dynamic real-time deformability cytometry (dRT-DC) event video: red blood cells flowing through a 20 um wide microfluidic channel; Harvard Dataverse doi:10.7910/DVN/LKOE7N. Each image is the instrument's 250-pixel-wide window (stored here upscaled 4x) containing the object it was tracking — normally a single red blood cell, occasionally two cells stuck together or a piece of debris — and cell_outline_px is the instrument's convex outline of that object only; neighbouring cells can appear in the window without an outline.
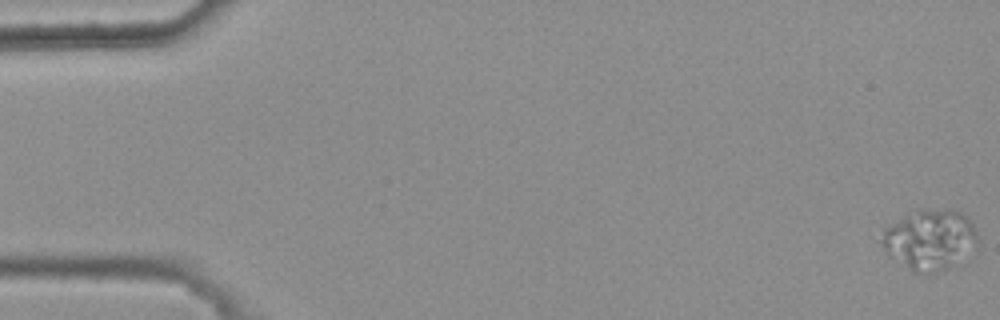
{"species": "common noctule bat (a hibernating species)", "species_latin": "Nyctalus noctula", "temperature_condition": "warm", "stored_images_in_passage": 7, "camera_frame_rate_fps": 3000, "um_per_image_px": 0.085, "animal": {"sex": "female", "body_mass_g": 25.1}, "frame": {"image": 1, "passage_image": 1, "time_ms": 0.0, "image_size_px": [1000, 320], "cell_outline_px": [[976, 240], [956, 264], [948, 268], [936, 272], [916, 272], [888, 256], [880, 244], [880, 240], [884, 228], [916, 208], [960, 212], [976, 228]], "centroid_in_image_um": [78.94, 20.35], "position_along_channel_um": 6.1, "area_um2": 33.0}}
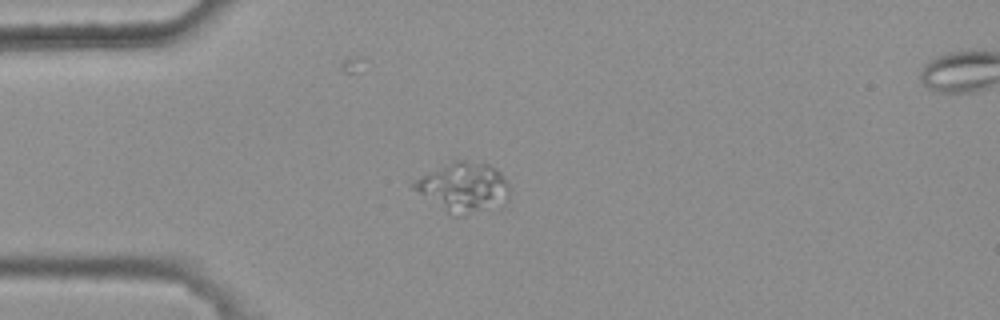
{"frame": {"image": 2, "passage_image": 5, "time_ms": 1.333, "image_size_px": [1000, 320], "cell_outline_px": [[508, 192], [504, 204], [464, 216], [452, 216], [408, 188], [408, 180], [452, 160], [464, 160], [488, 164], [496, 168], [500, 172], [508, 184]], "centroid_in_image_um": [39.25, 15.91], "position_along_channel_um": 45.7, "area_um2": 28.55}}
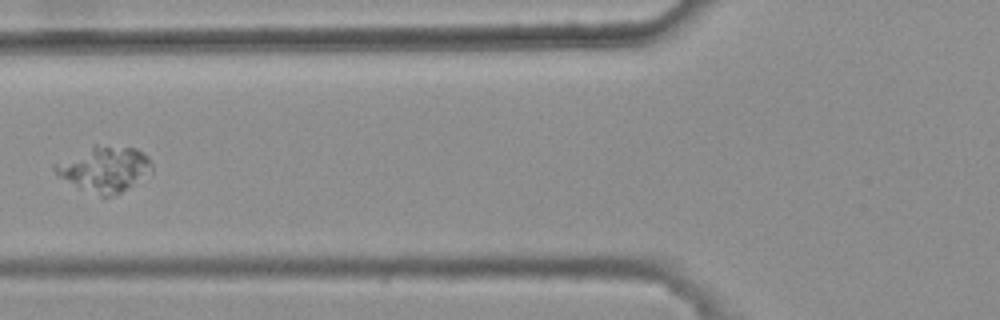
{"frame": {"image": 3, "passage_image": 7, "time_ms": 2.0, "image_size_px": [1000, 320], "cell_outline_px": [[152, 172], [120, 192], [112, 196], [100, 196], [80, 188], [60, 176], [52, 168], [52, 164], [96, 144], [136, 148], [148, 156], [152, 164]], "centroid_in_image_um": [8.89, 14.34], "position_along_channel_um": 116.9, "area_um2": 25.32}}